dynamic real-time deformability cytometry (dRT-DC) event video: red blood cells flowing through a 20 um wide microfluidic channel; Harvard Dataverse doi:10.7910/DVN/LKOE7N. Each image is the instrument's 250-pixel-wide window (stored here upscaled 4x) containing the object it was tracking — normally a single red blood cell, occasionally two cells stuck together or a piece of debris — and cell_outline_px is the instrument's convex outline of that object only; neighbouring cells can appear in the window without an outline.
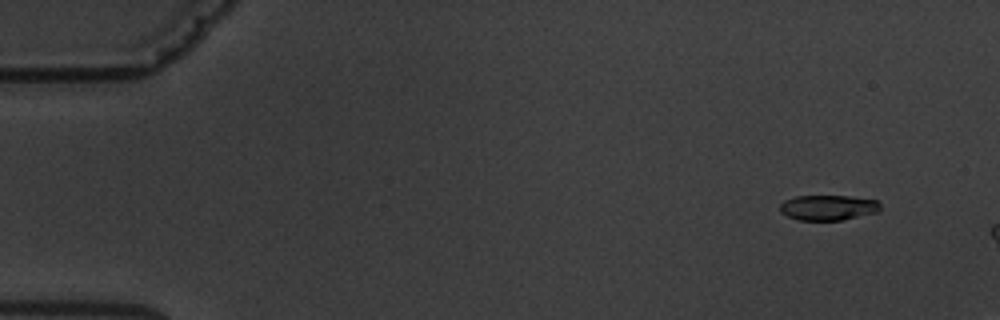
{"species": "common noctule bat (a hibernating species)", "species_latin": "Nyctalus noctula", "temperature_condition": "warm", "stored_images_in_passage": 4, "camera_frame_rate_fps": 3000, "um_per_image_px": 0.085, "animal": {"sex": "male", "body_mass_g": 19.5, "forearm_length_mm": 54.6}, "frame": {"image": 1, "passage_image": 2, "time_ms": 1.333, "image_size_px": [1000, 320], "cell_outline_px": [[880, 208], [876, 212], [840, 220], [796, 220], [780, 212], [780, 204], [784, 200], [796, 196], [848, 196], [876, 200], [880, 204]], "centroid_in_image_um": [70.34, 17.64], "position_along_channel_um": 14.7, "area_um2": 14.62}}